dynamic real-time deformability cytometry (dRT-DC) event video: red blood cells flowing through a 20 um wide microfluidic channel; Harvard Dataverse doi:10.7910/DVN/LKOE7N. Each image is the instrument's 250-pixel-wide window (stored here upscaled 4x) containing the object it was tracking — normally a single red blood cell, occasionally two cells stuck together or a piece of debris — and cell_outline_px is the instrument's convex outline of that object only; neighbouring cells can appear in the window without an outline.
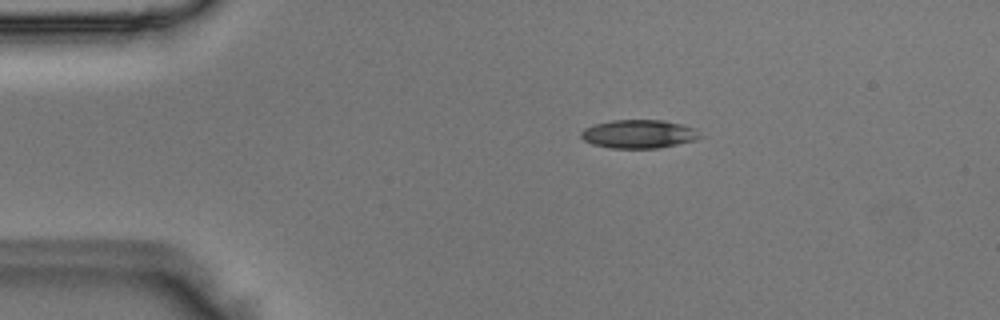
{"species": "Egyptian fruit bat (a non-hibernating species)", "species_latin": "Rousettus aegyptiacus", "temperature_condition": "room temperature", "stored_images_in_passage": 36, "camera_frame_rate_fps": 3000, "um_per_image_px": 0.085, "animal": {"sex": "male"}, "frame": {"image": 1, "passage_image": 9, "time_ms": 2.667, "image_size_px": [1000, 320], "cell_outline_px": [[704, 136], [696, 140], [656, 148], [608, 148], [592, 144], [584, 140], [580, 136], [580, 132], [584, 128], [592, 124], [612, 120], [664, 120], [684, 124], [692, 128]], "centroid_in_image_um": [54.27, 11.38], "position_along_channel_um": 30.7, "area_um2": 19.88}}
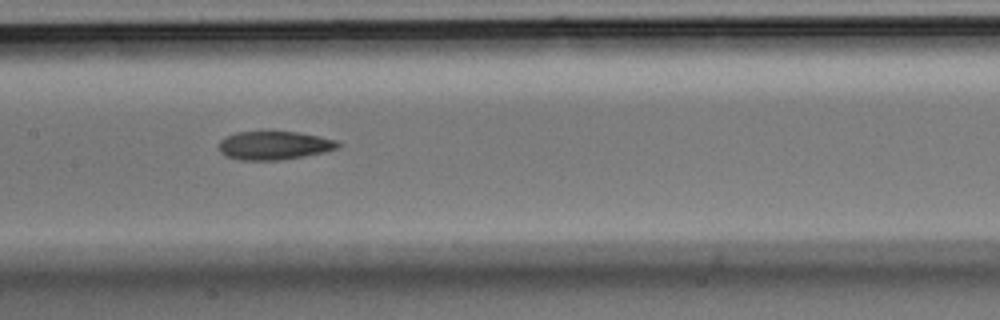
{"frame": {"image": 2, "passage_image": 24, "time_ms": 7.667, "image_size_px": [1000, 320], "cell_outline_px": [[344, 144], [340, 148], [324, 152], [304, 156], [280, 160], [240, 160], [224, 156], [220, 152], [220, 140], [236, 132], [296, 132], [336, 140]], "centroid_in_image_um": [23.33, 12.37], "position_along_channel_um": 184.1, "area_um2": 19.71}}
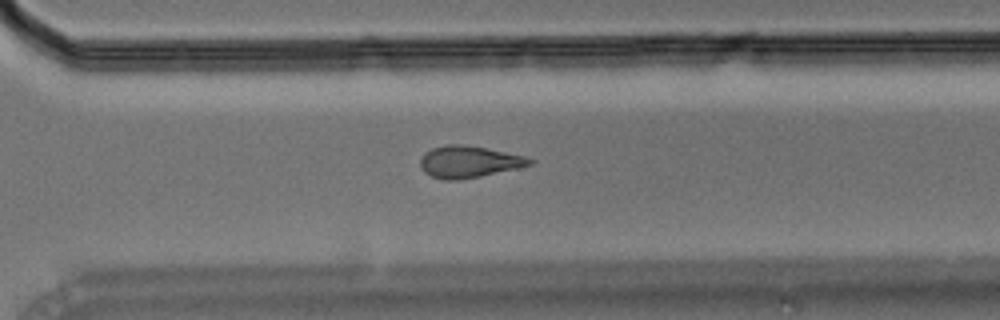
{"frame": {"image": 3, "passage_image": 35, "time_ms": 11.333, "image_size_px": [1000, 320], "cell_outline_px": [[536, 164], [480, 176], [456, 180], [444, 180], [432, 176], [424, 172], [420, 168], [420, 160], [424, 152], [432, 148], [444, 144], [460, 144], [484, 148], [524, 156], [536, 160]], "centroid_in_image_um": [39.84, 13.75], "position_along_channel_um": 330.8, "area_um2": 20.23}}